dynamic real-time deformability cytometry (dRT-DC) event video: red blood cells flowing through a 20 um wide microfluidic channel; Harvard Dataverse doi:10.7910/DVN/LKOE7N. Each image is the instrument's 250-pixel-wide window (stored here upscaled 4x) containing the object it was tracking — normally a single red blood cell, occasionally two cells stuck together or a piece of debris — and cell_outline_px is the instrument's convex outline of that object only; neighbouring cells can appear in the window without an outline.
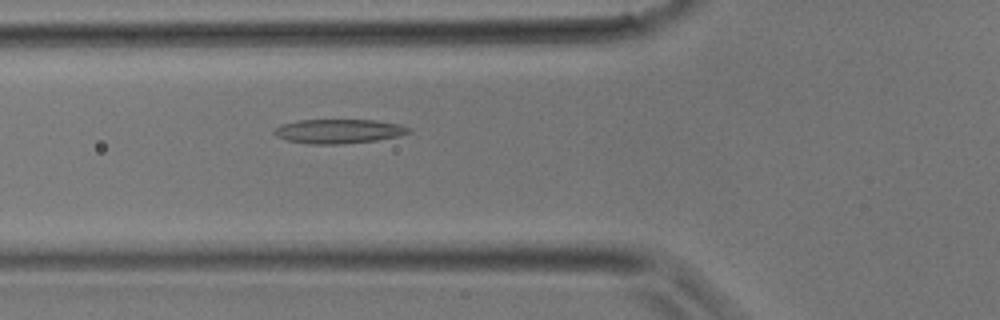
{"species": "common noctule bat (a hibernating species)", "species_latin": "Nyctalus noctula", "temperature_condition": "room temperature", "stored_images_in_passage": 32, "camera_frame_rate_fps": 3000, "um_per_image_px": 0.085, "animal": {"sex": "male", "body_mass_g": 17.9}, "frame": {"image": 1, "passage_image": 8, "time_ms": 2.333, "image_size_px": [1000, 320], "cell_outline_px": [[412, 132], [396, 136], [376, 140], [340, 144], [312, 144], [288, 140], [276, 136], [272, 132], [280, 124], [300, 120], [376, 120], [400, 124], [412, 128]], "centroid_in_image_um": [28.8, 11.15], "position_along_channel_um": 97.0, "area_um2": 18.96}}
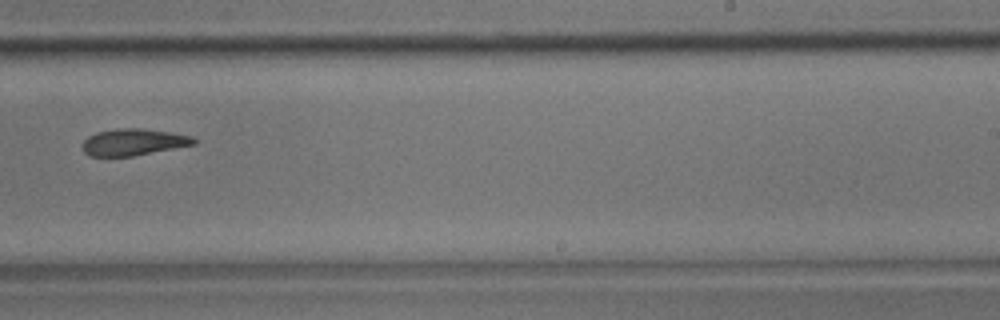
{"frame": {"image": 2, "passage_image": 18, "time_ms": 5.667, "image_size_px": [1000, 320], "cell_outline_px": [[196, 144], [132, 156], [88, 156], [84, 152], [84, 140], [88, 136], [96, 132], [116, 128], [144, 128], [192, 136], [196, 140]], "centroid_in_image_um": [11.33, 12.07], "position_along_channel_um": 277.7, "area_um2": 17.22}}
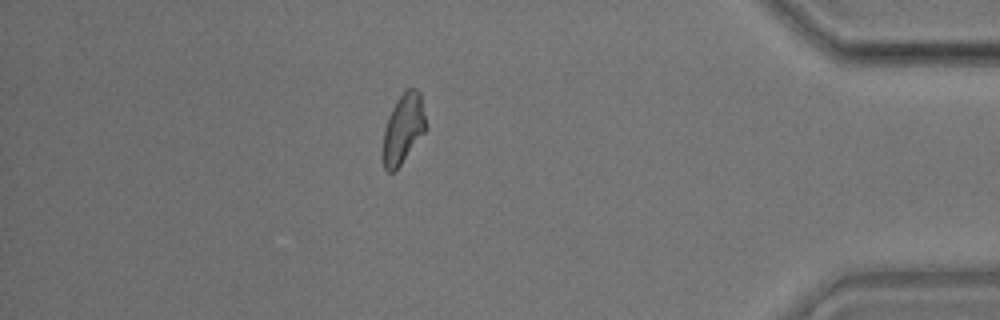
{"frame": {"image": 3, "passage_image": 27, "time_ms": 8.667, "image_size_px": [1000, 320], "cell_outline_px": [[428, 128], [400, 164], [392, 172], [388, 172], [384, 168], [380, 156], [384, 128], [388, 116], [396, 100], [404, 88], [416, 88], [420, 92], [428, 124]], "centroid_in_image_um": [34.26, 10.91], "position_along_channel_um": 400.9, "area_um2": 18.03}}